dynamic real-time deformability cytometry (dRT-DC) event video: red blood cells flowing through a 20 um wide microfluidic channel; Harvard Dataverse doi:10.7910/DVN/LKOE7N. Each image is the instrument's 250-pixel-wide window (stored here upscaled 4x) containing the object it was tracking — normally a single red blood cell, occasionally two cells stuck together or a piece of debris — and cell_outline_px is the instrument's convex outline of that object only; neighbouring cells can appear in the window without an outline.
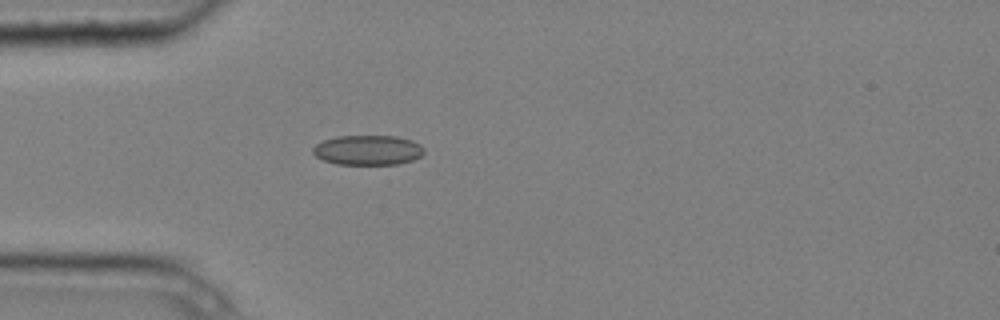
{"species": "common noctule bat (a hibernating species)", "species_latin": "Nyctalus noctula", "temperature_condition": "cold", "stored_images_in_passage": 4, "camera_frame_rate_fps": 3000, "um_per_image_px": 0.085, "animal": {"sex": "male", "body_mass_g": 20.4}, "frame": {"image": 1, "passage_image": 4, "time_ms": 1.0, "image_size_px": [1000, 320], "cell_outline_px": [[424, 152], [420, 156], [412, 160], [396, 164], [336, 164], [324, 160], [316, 156], [312, 152], [312, 148], [316, 144], [324, 140], [336, 136], [396, 136], [412, 140], [420, 144], [424, 148]], "centroid_in_image_um": [31.26, 12.75], "position_along_channel_um": 53.7, "area_um2": 19.31}}